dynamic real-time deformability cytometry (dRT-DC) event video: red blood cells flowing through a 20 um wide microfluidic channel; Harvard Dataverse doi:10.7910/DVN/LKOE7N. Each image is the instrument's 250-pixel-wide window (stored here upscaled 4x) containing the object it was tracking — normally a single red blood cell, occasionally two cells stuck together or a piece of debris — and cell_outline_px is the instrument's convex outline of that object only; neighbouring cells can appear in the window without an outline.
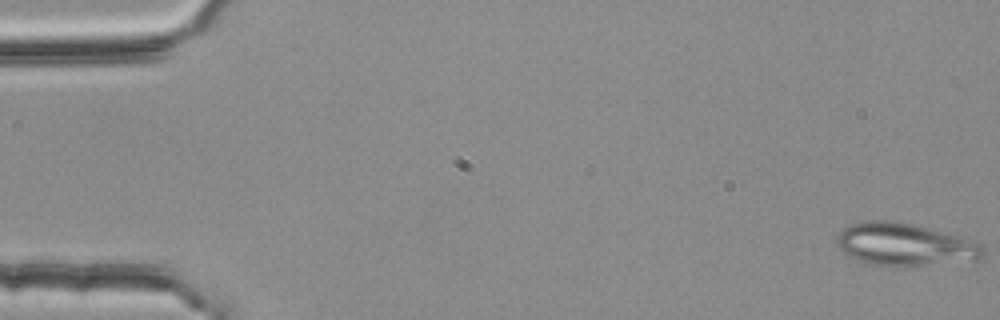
{"species": "common noctule bat (a hibernating species)", "species_latin": "Nyctalus noctula", "temperature_condition": "room temperature", "stored_images_in_passage": 11, "camera_frame_rate_fps": 3000, "um_per_image_px": 0.085, "animal": {"sex": "female", "body_mass_g": 25.1}, "frame": {"image": 1, "passage_image": 1, "time_ms": 0.0, "image_size_px": [1000, 320], "cell_outline_px": [[984, 256], [980, 260], [920, 264], [872, 264], [856, 260], [848, 256], [836, 244], [836, 236], [848, 224], [868, 220], [888, 220], [912, 224], [960, 236], [980, 244], [984, 248]], "centroid_in_image_um": [76.87, 20.75], "position_along_channel_um": 8.1, "area_um2": 35.6}}